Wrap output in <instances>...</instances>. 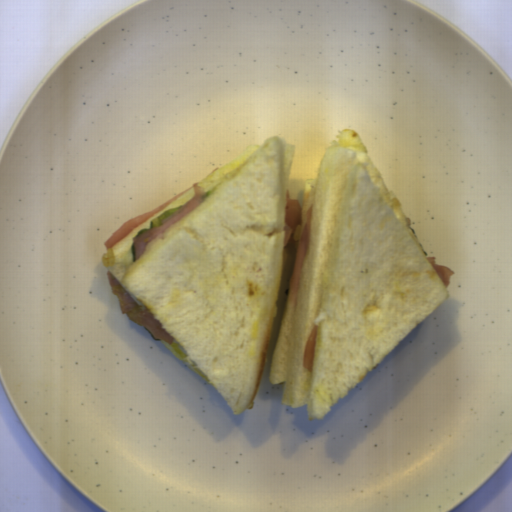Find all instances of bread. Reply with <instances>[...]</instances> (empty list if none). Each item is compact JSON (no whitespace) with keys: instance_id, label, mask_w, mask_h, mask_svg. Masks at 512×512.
I'll return each mask as SVG.
<instances>
[{"instance_id":"obj_1","label":"bread","mask_w":512,"mask_h":512,"mask_svg":"<svg viewBox=\"0 0 512 512\" xmlns=\"http://www.w3.org/2000/svg\"><path fill=\"white\" fill-rule=\"evenodd\" d=\"M295 146L280 136L253 144L197 183L210 195L147 244L134 237L191 187L111 246L106 266L138 306L184 349L232 409H253L254 392L280 293L286 201ZM253 400V401H252Z\"/></svg>"},{"instance_id":"obj_2","label":"bread","mask_w":512,"mask_h":512,"mask_svg":"<svg viewBox=\"0 0 512 512\" xmlns=\"http://www.w3.org/2000/svg\"><path fill=\"white\" fill-rule=\"evenodd\" d=\"M374 187L366 163L336 139L307 179L298 241L313 208L295 303L289 288L269 381L282 404L323 420L448 297L416 235ZM319 325L313 372L306 340Z\"/></svg>"}]
</instances>
